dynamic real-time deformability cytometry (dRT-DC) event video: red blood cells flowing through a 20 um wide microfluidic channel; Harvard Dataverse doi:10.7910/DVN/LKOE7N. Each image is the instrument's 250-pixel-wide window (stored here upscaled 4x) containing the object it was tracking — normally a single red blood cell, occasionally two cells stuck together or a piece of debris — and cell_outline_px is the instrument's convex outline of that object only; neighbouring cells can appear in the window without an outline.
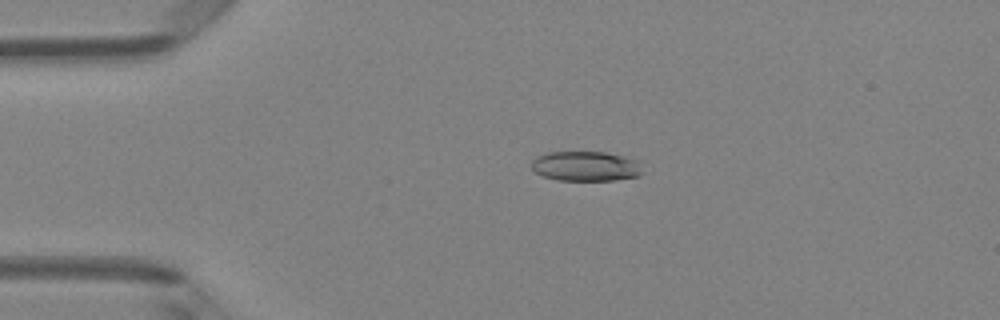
{"species": "Egyptian fruit bat (a non-hibernating species)", "species_latin": "Rousettus aegyptiacus", "temperature_condition": "room temperature", "stored_images_in_passage": 5, "camera_frame_rate_fps": 3000, "um_per_image_px": 0.085, "animal": {"sex": "female"}, "frame": {"image": 1, "passage_image": 4, "time_ms": 3.333, "image_size_px": [1000, 320], "cell_outline_px": [[644, 172], [640, 176], [612, 180], [560, 180], [544, 176], [536, 172], [532, 168], [532, 160], [536, 156], [548, 152], [604, 152], [624, 156], [640, 160]], "centroid_in_image_um": [49.85, 14.12], "position_along_channel_um": 35.1, "area_um2": 19.48}}